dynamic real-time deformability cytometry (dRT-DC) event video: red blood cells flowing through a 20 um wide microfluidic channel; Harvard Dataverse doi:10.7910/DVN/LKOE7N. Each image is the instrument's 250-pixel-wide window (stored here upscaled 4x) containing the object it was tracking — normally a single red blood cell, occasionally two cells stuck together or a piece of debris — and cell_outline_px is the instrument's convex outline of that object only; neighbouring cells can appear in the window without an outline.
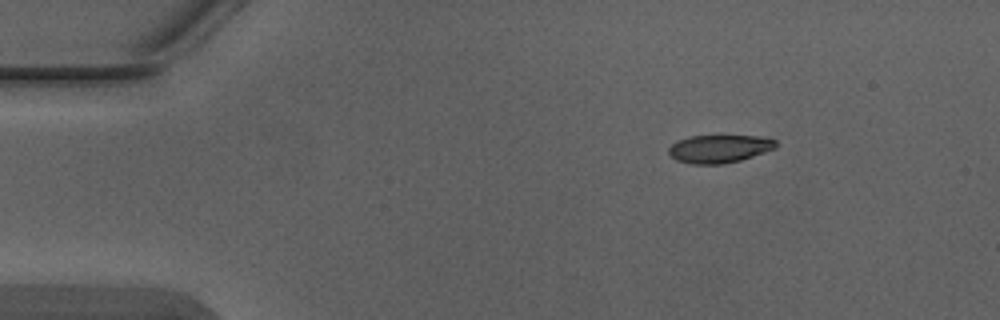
{"species": "Egyptian fruit bat (a non-hibernating species)", "species_latin": "Rousettus aegyptiacus", "temperature_condition": "warm", "stored_images_in_passage": 2, "camera_frame_rate_fps": 3000, "um_per_image_px": 0.085, "animal": {"sex": "male"}, "frame": {"image": 1, "passage_image": 1, "time_ms": 0.0, "image_size_px": [1000, 320], "cell_outline_px": [[776, 148], [740, 160], [720, 164], [692, 164], [676, 160], [668, 152], [668, 148], [672, 144], [680, 140], [692, 136], [768, 136], [776, 140]], "centroid_in_image_um": [61.17, 12.64], "position_along_channel_um": 23.8, "area_um2": 17.34}}